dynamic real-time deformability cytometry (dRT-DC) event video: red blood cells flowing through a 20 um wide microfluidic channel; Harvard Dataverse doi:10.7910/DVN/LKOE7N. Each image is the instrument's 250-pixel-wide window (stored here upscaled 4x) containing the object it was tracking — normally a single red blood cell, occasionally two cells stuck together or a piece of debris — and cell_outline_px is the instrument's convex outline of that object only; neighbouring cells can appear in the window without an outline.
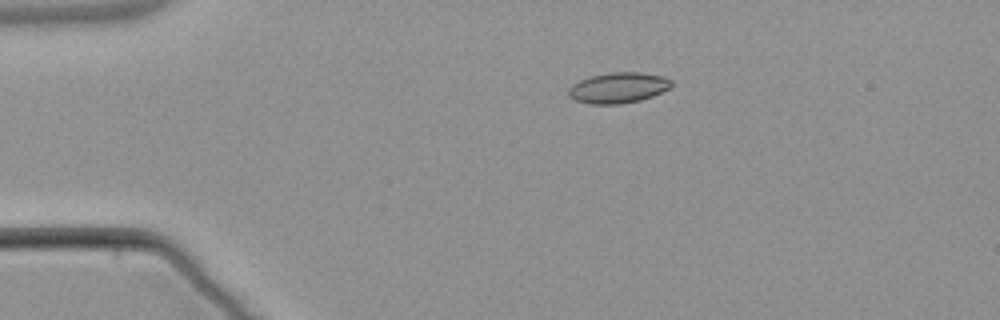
{"species": "common noctule bat (a hibernating species)", "species_latin": "Nyctalus noctula", "temperature_condition": "warm", "stored_images_in_passage": 5, "camera_frame_rate_fps": 3000, "um_per_image_px": 0.085, "animal": {"sex": "male", "body_mass_g": 21.5, "forearm_length_mm": 52.0}, "frame": {"image": 1, "passage_image": 3, "time_ms": 2.333, "image_size_px": [1000, 320], "cell_outline_px": [[672, 84], [668, 88], [652, 96], [640, 100], [620, 104], [588, 104], [576, 100], [568, 96], [568, 88], [572, 84], [580, 80], [592, 76], [612, 72], [640, 72], [664, 76], [672, 80]], "centroid_in_image_um": [52.53, 7.46], "position_along_channel_um": 32.5, "area_um2": 18.32}}
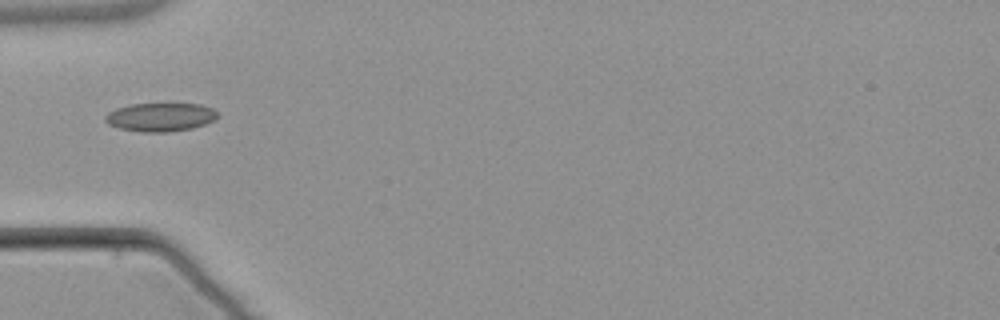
{"frame": {"image": 2, "passage_image": 5, "time_ms": 4.667, "image_size_px": [1000, 320], "cell_outline_px": [[220, 116], [216, 120], [192, 128], [168, 132], [144, 132], [120, 128], [108, 124], [104, 120], [104, 116], [108, 112], [116, 108], [132, 104], [200, 104], [212, 108]], "centroid_in_image_um": [13.64, 9.95], "position_along_channel_um": 71.4, "area_um2": 18.67}}